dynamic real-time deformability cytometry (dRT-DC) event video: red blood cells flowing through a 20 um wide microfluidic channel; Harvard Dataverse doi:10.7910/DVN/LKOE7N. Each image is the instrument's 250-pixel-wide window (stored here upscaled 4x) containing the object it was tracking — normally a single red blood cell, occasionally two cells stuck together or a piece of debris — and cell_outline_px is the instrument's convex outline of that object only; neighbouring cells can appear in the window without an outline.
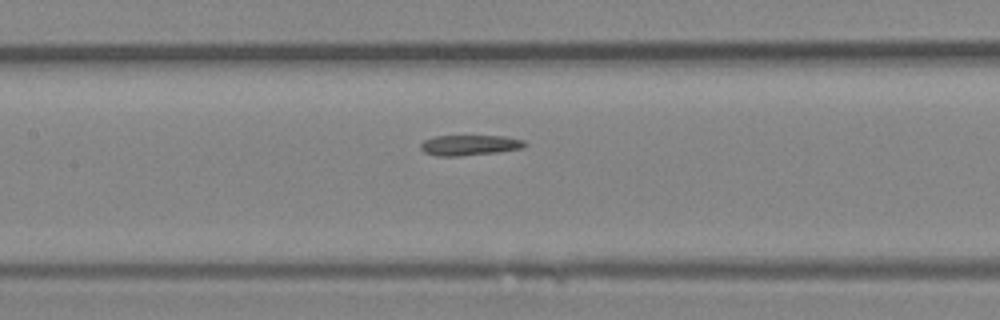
{"species": "Egyptian fruit bat (a non-hibernating species)", "species_latin": "Rousettus aegyptiacus", "temperature_condition": "room temperature", "stored_images_in_passage": 7, "camera_frame_rate_fps": 3000, "um_per_image_px": 0.085, "animal": {"sex": "female"}, "frame": {"image": 1, "passage_image": 7, "time_ms": 2.0, "image_size_px": [1000, 320], "cell_outline_px": [[528, 144], [524, 148], [500, 152], [460, 156], [436, 156], [424, 152], [420, 148], [420, 144], [424, 140], [436, 136], [504, 136], [524, 140]], "centroid_in_image_um": [39.95, 12.34], "position_along_channel_um": 167.5, "area_um2": 12.54}}